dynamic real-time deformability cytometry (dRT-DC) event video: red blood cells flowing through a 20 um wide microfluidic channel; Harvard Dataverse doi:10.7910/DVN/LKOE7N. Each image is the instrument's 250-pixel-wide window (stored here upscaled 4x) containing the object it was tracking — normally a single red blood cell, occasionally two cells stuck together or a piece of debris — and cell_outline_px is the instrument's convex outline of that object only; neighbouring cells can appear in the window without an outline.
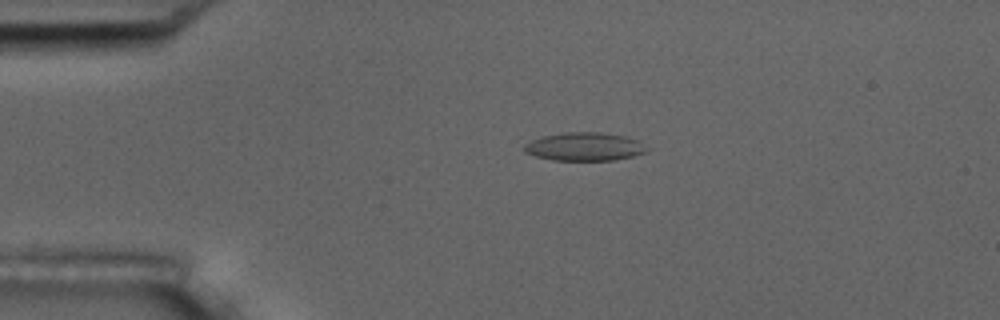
{"species": "common noctule bat (a hibernating species)", "species_latin": "Nyctalus noctula", "temperature_condition": "room temperature", "stored_images_in_passage": 5, "camera_frame_rate_fps": 3000, "um_per_image_px": 0.085, "animal": {"sex": "male", "body_mass_g": 17.5, "forearm_length_mm": 52.3}, "frame": {"image": 1, "passage_image": 5, "time_ms": 4.667, "image_size_px": [1000, 320], "cell_outline_px": [[648, 152], [632, 156], [612, 160], [552, 160], [536, 156], [524, 152], [520, 148], [524, 144], [532, 140], [544, 136], [564, 132], [600, 132], [624, 136], [636, 140], [648, 148]], "centroid_in_image_um": [49.64, 12.47], "position_along_channel_um": 35.4, "area_um2": 20.17}}